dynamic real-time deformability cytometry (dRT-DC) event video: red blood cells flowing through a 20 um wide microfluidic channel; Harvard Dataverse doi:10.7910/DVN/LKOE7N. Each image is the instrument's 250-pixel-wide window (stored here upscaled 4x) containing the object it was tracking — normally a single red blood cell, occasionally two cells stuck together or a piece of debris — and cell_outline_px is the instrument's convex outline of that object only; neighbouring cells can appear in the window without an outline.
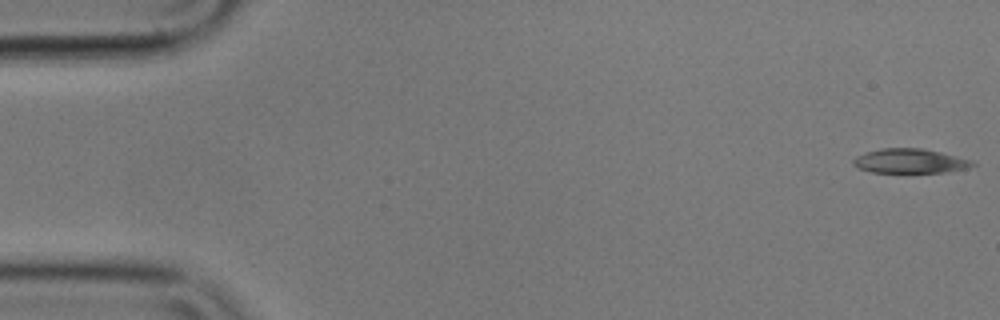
{"species": "common noctule bat (a hibernating species)", "species_latin": "Nyctalus noctula", "temperature_condition": "cold", "stored_images_in_passage": 52, "camera_frame_rate_fps": 3000, "um_per_image_px": 0.085, "animal": {"sex": "male", "body_mass_g": 17.9}, "frame": {"image": 1, "passage_image": 1, "time_ms": 0.0, "image_size_px": [1000, 320], "cell_outline_px": [[976, 164], [968, 168], [944, 172], [872, 172], [856, 168], [852, 164], [852, 160], [856, 156], [864, 152], [880, 148], [920, 148], [940, 152], [972, 160]], "centroid_in_image_um": [77.29, 13.68], "position_along_channel_um": 7.7, "area_um2": 16.99}}
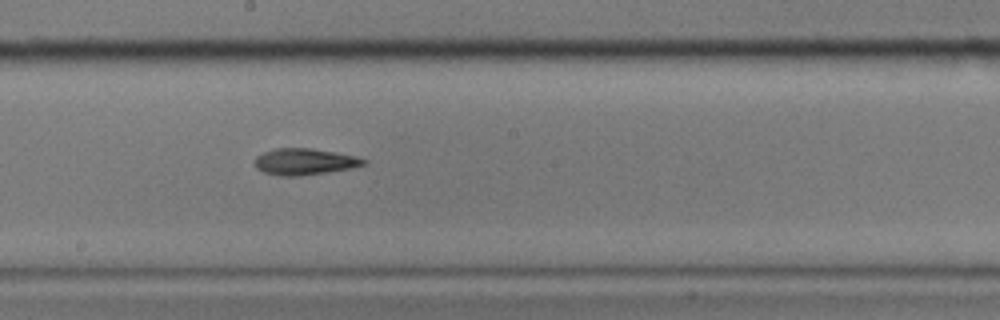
{"frame": {"image": 2, "passage_image": 30, "time_ms": 9.667, "image_size_px": [1000, 320], "cell_outline_px": [[368, 164], [352, 168], [328, 172], [300, 176], [280, 176], [264, 172], [256, 168], [252, 164], [256, 156], [264, 152], [276, 148], [312, 148], [336, 152], [356, 156], [368, 160]], "centroid_in_image_um": [25.9, 13.74], "position_along_channel_um": 222.3, "area_um2": 17.05}}
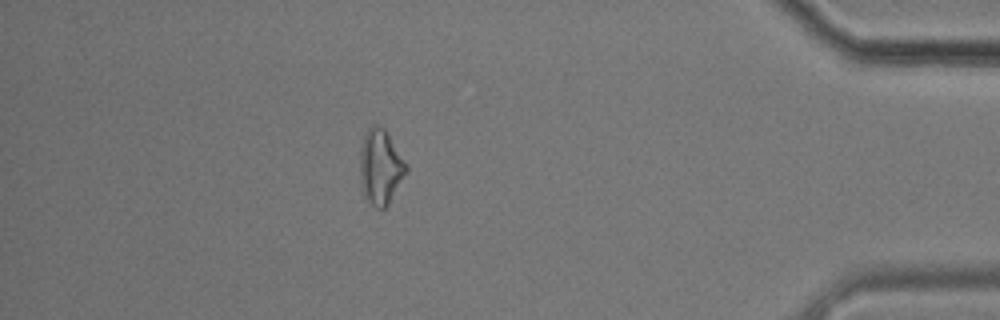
{"frame": {"image": 3, "passage_image": 49, "time_ms": 16.0, "image_size_px": [1000, 320], "cell_outline_px": [[408, 172], [388, 204], [384, 208], [376, 208], [364, 196], [360, 180], [360, 148], [364, 136], [368, 128], [372, 124], [384, 128], [408, 164]], "centroid_in_image_um": [32.35, 14.18], "position_along_channel_um": 402.8, "area_um2": 20.29}, "authors_computed_cell_mechanics": {"area_um2": 17.0221, "velocity_mm_per_s": 3.5456, "shape_relaxation_time_tau1_ms": 6.7351, "shape_relaxation_time_tau2_ms": null, "deformation_change_tau1": 0.1513, "deformation_change_tau2": null}}